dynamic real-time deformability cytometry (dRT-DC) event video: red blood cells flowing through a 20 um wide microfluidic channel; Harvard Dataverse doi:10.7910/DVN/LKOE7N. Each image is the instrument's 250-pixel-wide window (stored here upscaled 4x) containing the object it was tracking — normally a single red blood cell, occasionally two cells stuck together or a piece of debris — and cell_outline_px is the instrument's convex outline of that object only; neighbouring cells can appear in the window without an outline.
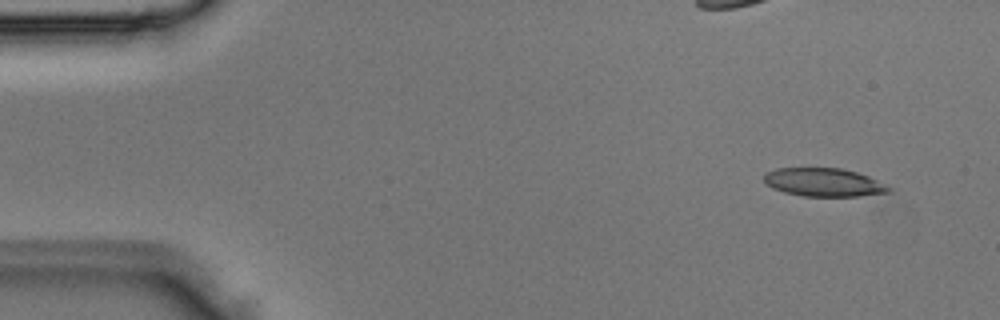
{"species": "Egyptian fruit bat (a non-hibernating species)", "species_latin": "Rousettus aegyptiacus", "temperature_condition": "room temperature", "stored_images_in_passage": 2, "segment_of_instrument_passage": [2, 2], "camera_frame_rate_fps": 3000, "um_per_image_px": 0.085, "animal": {"sex": "male"}, "frame": {"image": 1, "passage_image": 2, "time_ms": 0.333, "image_size_px": [1000, 320], "cell_outline_px": [[892, 192], [860, 196], [804, 196], [784, 192], [772, 188], [764, 180], [764, 172], [776, 168], [840, 168], [856, 172], [868, 176], [888, 184], [892, 188]], "centroid_in_image_um": [70.05, 15.5], "position_along_channel_um": 14.9, "area_um2": 20.75}}